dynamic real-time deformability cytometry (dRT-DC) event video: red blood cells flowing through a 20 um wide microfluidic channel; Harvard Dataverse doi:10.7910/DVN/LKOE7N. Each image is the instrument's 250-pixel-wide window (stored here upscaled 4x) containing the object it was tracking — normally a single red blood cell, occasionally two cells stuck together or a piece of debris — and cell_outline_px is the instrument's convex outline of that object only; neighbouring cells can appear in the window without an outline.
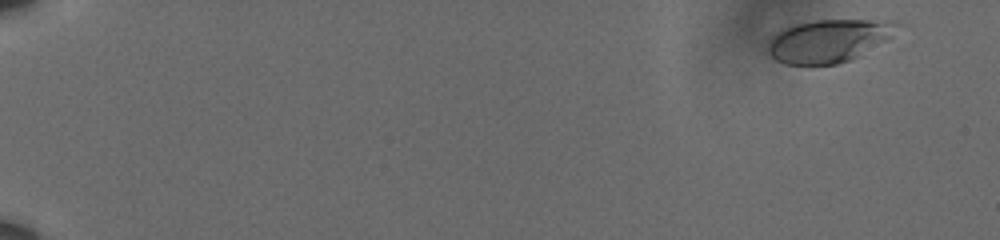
{"species": "human", "species_latin": "Homo sapiens", "temperature_condition": "cold", "stored_images_in_passage": 45, "camera_frame_rate_fps": 3000, "um_per_image_px": 0.085, "donor": {"sex": "male"}, "frame": {"image": 1, "passage_image": 2, "time_ms": 0.333, "image_size_px": [1000, 240], "cell_outline_px": [[896, 24], [892, 36], [888, 40], [848, 60], [836, 64], [784, 64], [776, 60], [768, 52], [768, 48], [772, 40], [784, 28], [796, 24], [816, 20], [872, 20]], "centroid_in_image_um": [70.4, 3.48], "position_along_channel_um": 14.6, "area_um2": 31.1}}
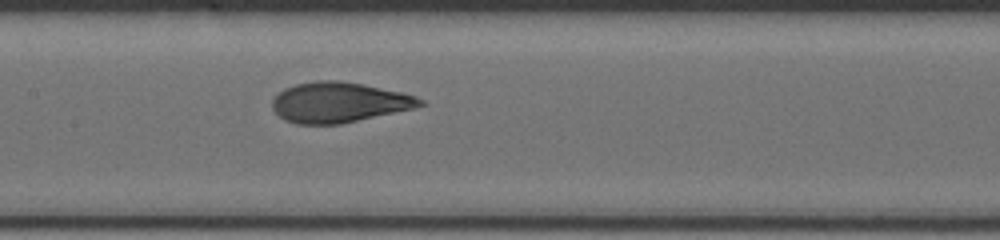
{"frame": {"image": 2, "passage_image": 27, "time_ms": 8.667, "image_size_px": [1000, 240], "cell_outline_px": [[428, 104], [412, 108], [340, 124], [296, 124], [284, 120], [272, 108], [272, 100], [284, 88], [296, 84], [316, 80], [340, 80], [364, 84], [400, 92], [416, 96], [424, 100]], "centroid_in_image_um": [28.8, 8.69], "position_along_channel_um": 178.6, "area_um2": 34.56}}
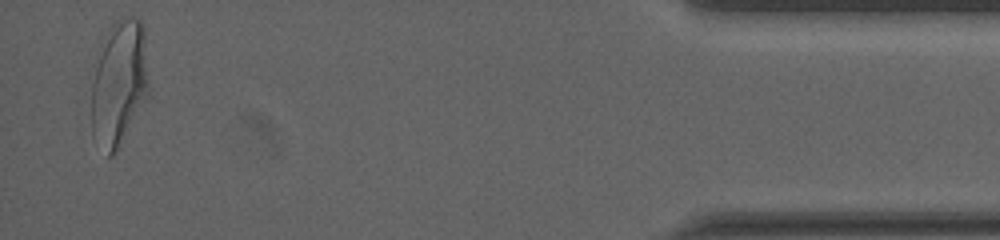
{"frame": {"image": 3, "passage_image": 45, "time_ms": 14.667, "image_size_px": [1000, 240], "cell_outline_px": [[148, 96], [112, 156], [108, 156], [92, 136], [92, 84], [104, 36], [108, 28], [112, 24], [128, 16], [132, 16], [140, 20], [144, 24], [148, 84]], "centroid_in_image_um": [10.13, 7.02], "position_along_channel_um": 425.1, "area_um2": 41.27}, "authors_computed_cell_mechanics": {"area_um2": 34.2176, "velocity_mm_per_s": 3.6008, "shape_relaxation_time_tau1_ms": 5.2103, "shape_relaxation_time_tau2_ms": 0.5719, "deformation_change_tau1": 0.1941, "deformation_change_tau2": 0.0558}}